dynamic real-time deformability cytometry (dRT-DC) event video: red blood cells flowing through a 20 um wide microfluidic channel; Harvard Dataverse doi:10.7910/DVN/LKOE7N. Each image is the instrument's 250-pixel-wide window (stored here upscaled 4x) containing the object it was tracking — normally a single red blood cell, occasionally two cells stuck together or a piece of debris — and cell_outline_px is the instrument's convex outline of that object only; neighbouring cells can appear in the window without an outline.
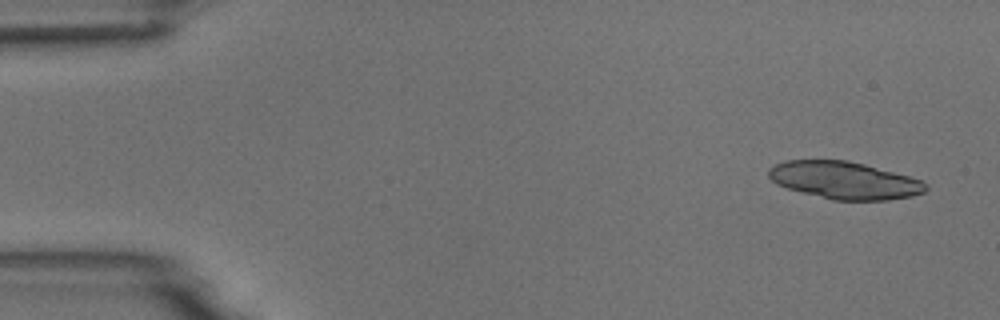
{"species": "common noctule bat (a hibernating species)", "species_latin": "Nyctalus noctula", "temperature_condition": "room temperature", "stored_images_in_passage": 8, "camera_frame_rate_fps": 3000, "um_per_image_px": 0.085, "animal": {"sex": "male", "body_mass_g": 18.8}, "frame": {"image": 1, "passage_image": 1, "time_ms": 0.0, "image_size_px": [1000, 320], "cell_outline_px": [[928, 188], [924, 192], [912, 196], [888, 200], [832, 200], [788, 188], [776, 184], [768, 176], [768, 168], [784, 160], [848, 160], [864, 164], [908, 176], [920, 180]], "centroid_in_image_um": [71.74, 15.32], "position_along_channel_um": 13.3, "area_um2": 33.99}}
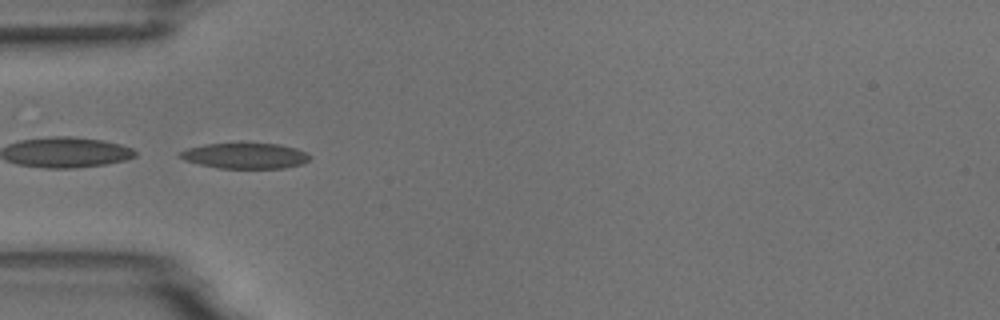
{"frame": {"image": 2, "passage_image": 5, "time_ms": 4.667, "image_size_px": [1000, 320], "cell_outline_px": [[312, 156], [304, 164], [284, 168], [220, 168], [200, 164], [184, 160], [176, 156], [176, 152], [188, 148], [204, 144], [240, 140], [280, 144], [296, 148]], "centroid_in_image_um": [20.79, 13.19], "position_along_channel_um": 64.2, "area_um2": 20.46}}